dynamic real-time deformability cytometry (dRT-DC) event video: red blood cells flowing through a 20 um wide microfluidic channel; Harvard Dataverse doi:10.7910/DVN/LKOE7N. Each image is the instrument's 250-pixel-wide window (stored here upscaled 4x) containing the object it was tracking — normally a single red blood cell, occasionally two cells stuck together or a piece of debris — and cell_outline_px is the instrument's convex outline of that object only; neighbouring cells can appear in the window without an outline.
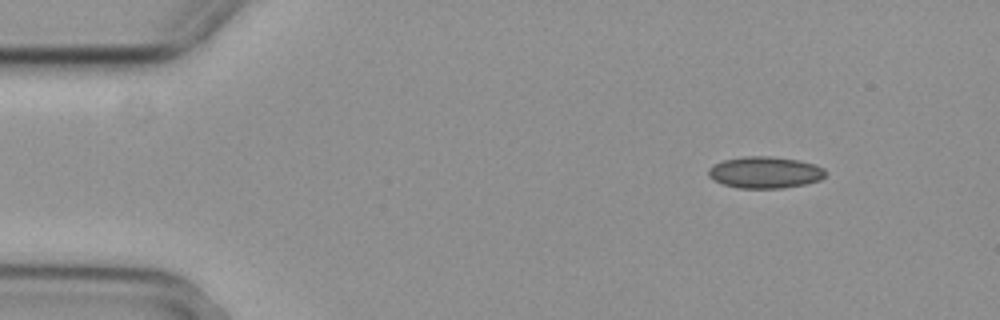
{"species": "common noctule bat (a hibernating species)", "species_latin": "Nyctalus noctula", "temperature_condition": "cold", "stored_images_in_passage": 5, "camera_frame_rate_fps": 3000, "um_per_image_px": 0.085, "animal": {"sex": "female", "body_mass_g": 29.2, "forearm_length_mm": 56.3}, "frame": {"image": 1, "passage_image": 1, "time_ms": 0.0, "image_size_px": [1000, 320], "cell_outline_px": [[824, 176], [820, 180], [804, 184], [784, 188], [736, 188], [712, 180], [708, 176], [708, 168], [724, 160], [744, 156], [772, 156], [800, 160], [824, 168]], "centroid_in_image_um": [65.0, 14.65], "position_along_channel_um": 20.0, "area_um2": 21.56}}
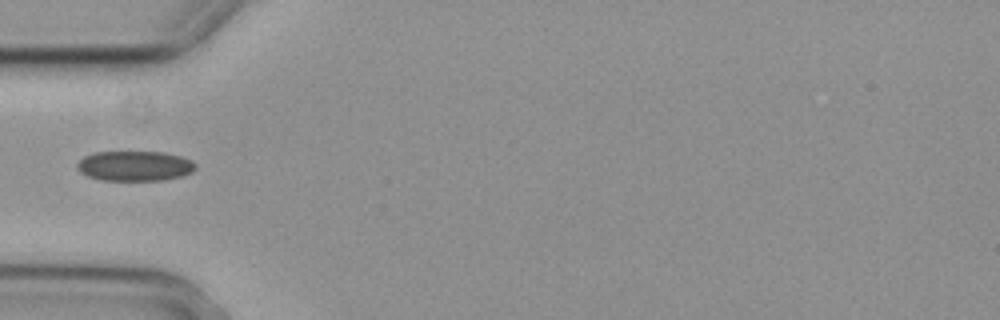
{"frame": {"image": 2, "passage_image": 4, "time_ms": 1.0, "image_size_px": [1000, 320], "cell_outline_px": [[196, 168], [192, 172], [184, 176], [164, 180], [100, 180], [88, 176], [80, 172], [76, 168], [76, 164], [84, 156], [92, 152], [164, 152], [180, 156], [192, 160], [196, 164]], "centroid_in_image_um": [11.46, 14.1], "position_along_channel_um": 73.5, "area_um2": 20.92}}
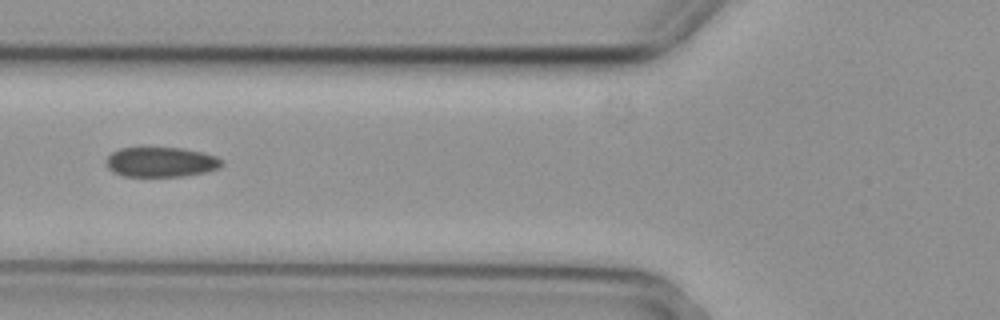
{"frame": {"image": 3, "passage_image": 5, "time_ms": 1.333, "image_size_px": [1000, 320], "cell_outline_px": [[224, 164], [220, 168], [208, 172], [184, 176], [124, 176], [112, 172], [108, 168], [108, 156], [112, 152], [120, 148], [184, 148], [204, 152], [216, 156], [224, 160]], "centroid_in_image_um": [13.76, 13.77], "position_along_channel_um": 112.0, "area_um2": 20.29}}